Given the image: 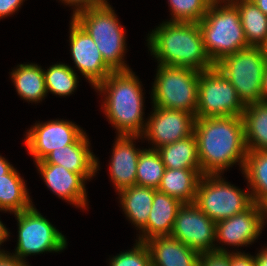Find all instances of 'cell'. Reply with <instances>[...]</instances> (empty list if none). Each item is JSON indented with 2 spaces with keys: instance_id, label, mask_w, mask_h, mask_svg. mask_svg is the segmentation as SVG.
<instances>
[{
  "instance_id": "cell-14",
  "label": "cell",
  "mask_w": 267,
  "mask_h": 266,
  "mask_svg": "<svg viewBox=\"0 0 267 266\" xmlns=\"http://www.w3.org/2000/svg\"><path fill=\"white\" fill-rule=\"evenodd\" d=\"M264 226L262 205L253 203L244 212L216 222V243L219 246L215 245V251L229 253L223 245L237 248L252 245L262 234Z\"/></svg>"
},
{
  "instance_id": "cell-38",
  "label": "cell",
  "mask_w": 267,
  "mask_h": 266,
  "mask_svg": "<svg viewBox=\"0 0 267 266\" xmlns=\"http://www.w3.org/2000/svg\"><path fill=\"white\" fill-rule=\"evenodd\" d=\"M8 237H10V232L8 231V228H6L5 224L2 223V221L0 220V247L1 245L8 239ZM9 253V251H5V249H1L0 248V255H4Z\"/></svg>"
},
{
  "instance_id": "cell-35",
  "label": "cell",
  "mask_w": 267,
  "mask_h": 266,
  "mask_svg": "<svg viewBox=\"0 0 267 266\" xmlns=\"http://www.w3.org/2000/svg\"><path fill=\"white\" fill-rule=\"evenodd\" d=\"M231 266H256L255 256L241 251H231Z\"/></svg>"
},
{
  "instance_id": "cell-8",
  "label": "cell",
  "mask_w": 267,
  "mask_h": 266,
  "mask_svg": "<svg viewBox=\"0 0 267 266\" xmlns=\"http://www.w3.org/2000/svg\"><path fill=\"white\" fill-rule=\"evenodd\" d=\"M253 203L250 191L227 182L222 174L202 175L197 185L195 204L215 222L244 212Z\"/></svg>"
},
{
  "instance_id": "cell-17",
  "label": "cell",
  "mask_w": 267,
  "mask_h": 266,
  "mask_svg": "<svg viewBox=\"0 0 267 266\" xmlns=\"http://www.w3.org/2000/svg\"><path fill=\"white\" fill-rule=\"evenodd\" d=\"M139 135H117L113 143L109 161V176L118 193L122 189L136 185V168L142 149L136 148ZM135 142V143H134Z\"/></svg>"
},
{
  "instance_id": "cell-28",
  "label": "cell",
  "mask_w": 267,
  "mask_h": 266,
  "mask_svg": "<svg viewBox=\"0 0 267 266\" xmlns=\"http://www.w3.org/2000/svg\"><path fill=\"white\" fill-rule=\"evenodd\" d=\"M254 203L267 200V151H247L243 170Z\"/></svg>"
},
{
  "instance_id": "cell-40",
  "label": "cell",
  "mask_w": 267,
  "mask_h": 266,
  "mask_svg": "<svg viewBox=\"0 0 267 266\" xmlns=\"http://www.w3.org/2000/svg\"><path fill=\"white\" fill-rule=\"evenodd\" d=\"M14 166L0 155V176L7 174Z\"/></svg>"
},
{
  "instance_id": "cell-24",
  "label": "cell",
  "mask_w": 267,
  "mask_h": 266,
  "mask_svg": "<svg viewBox=\"0 0 267 266\" xmlns=\"http://www.w3.org/2000/svg\"><path fill=\"white\" fill-rule=\"evenodd\" d=\"M16 168L0 176V211L10 214L30 209L34 204L24 177Z\"/></svg>"
},
{
  "instance_id": "cell-31",
  "label": "cell",
  "mask_w": 267,
  "mask_h": 266,
  "mask_svg": "<svg viewBox=\"0 0 267 266\" xmlns=\"http://www.w3.org/2000/svg\"><path fill=\"white\" fill-rule=\"evenodd\" d=\"M216 0H168L171 18L168 21L199 22L209 5Z\"/></svg>"
},
{
  "instance_id": "cell-16",
  "label": "cell",
  "mask_w": 267,
  "mask_h": 266,
  "mask_svg": "<svg viewBox=\"0 0 267 266\" xmlns=\"http://www.w3.org/2000/svg\"><path fill=\"white\" fill-rule=\"evenodd\" d=\"M48 190L62 200L86 210L88 199L86 192V180L78 173L68 171L65 167L56 164H47L43 161L35 162Z\"/></svg>"
},
{
  "instance_id": "cell-37",
  "label": "cell",
  "mask_w": 267,
  "mask_h": 266,
  "mask_svg": "<svg viewBox=\"0 0 267 266\" xmlns=\"http://www.w3.org/2000/svg\"><path fill=\"white\" fill-rule=\"evenodd\" d=\"M0 266H30L28 262H24L7 253L0 255Z\"/></svg>"
},
{
  "instance_id": "cell-11",
  "label": "cell",
  "mask_w": 267,
  "mask_h": 266,
  "mask_svg": "<svg viewBox=\"0 0 267 266\" xmlns=\"http://www.w3.org/2000/svg\"><path fill=\"white\" fill-rule=\"evenodd\" d=\"M171 236L199 254L215 251L216 222L195 203H183L177 211Z\"/></svg>"
},
{
  "instance_id": "cell-15",
  "label": "cell",
  "mask_w": 267,
  "mask_h": 266,
  "mask_svg": "<svg viewBox=\"0 0 267 266\" xmlns=\"http://www.w3.org/2000/svg\"><path fill=\"white\" fill-rule=\"evenodd\" d=\"M69 43L74 69H77L74 71H79L93 89L113 72L91 36L73 18L70 20Z\"/></svg>"
},
{
  "instance_id": "cell-42",
  "label": "cell",
  "mask_w": 267,
  "mask_h": 266,
  "mask_svg": "<svg viewBox=\"0 0 267 266\" xmlns=\"http://www.w3.org/2000/svg\"><path fill=\"white\" fill-rule=\"evenodd\" d=\"M256 6L267 15V0H252Z\"/></svg>"
},
{
  "instance_id": "cell-29",
  "label": "cell",
  "mask_w": 267,
  "mask_h": 266,
  "mask_svg": "<svg viewBox=\"0 0 267 266\" xmlns=\"http://www.w3.org/2000/svg\"><path fill=\"white\" fill-rule=\"evenodd\" d=\"M45 84L48 92L53 95L66 97L74 94L78 87L79 76L73 68L64 63H56L44 69Z\"/></svg>"
},
{
  "instance_id": "cell-41",
  "label": "cell",
  "mask_w": 267,
  "mask_h": 266,
  "mask_svg": "<svg viewBox=\"0 0 267 266\" xmlns=\"http://www.w3.org/2000/svg\"><path fill=\"white\" fill-rule=\"evenodd\" d=\"M261 101L262 102H267V66H266L265 72H264L263 87H262V93H261Z\"/></svg>"
},
{
  "instance_id": "cell-1",
  "label": "cell",
  "mask_w": 267,
  "mask_h": 266,
  "mask_svg": "<svg viewBox=\"0 0 267 266\" xmlns=\"http://www.w3.org/2000/svg\"><path fill=\"white\" fill-rule=\"evenodd\" d=\"M194 135L203 175H223L237 163L243 170L247 149L242 117L196 118Z\"/></svg>"
},
{
  "instance_id": "cell-43",
  "label": "cell",
  "mask_w": 267,
  "mask_h": 266,
  "mask_svg": "<svg viewBox=\"0 0 267 266\" xmlns=\"http://www.w3.org/2000/svg\"><path fill=\"white\" fill-rule=\"evenodd\" d=\"M262 208H263L264 224H266V221H267V200L262 204Z\"/></svg>"
},
{
  "instance_id": "cell-34",
  "label": "cell",
  "mask_w": 267,
  "mask_h": 266,
  "mask_svg": "<svg viewBox=\"0 0 267 266\" xmlns=\"http://www.w3.org/2000/svg\"><path fill=\"white\" fill-rule=\"evenodd\" d=\"M65 5L71 7L73 10V14L80 10H84L87 8L97 7L105 4L108 0H59ZM74 7V8H73Z\"/></svg>"
},
{
  "instance_id": "cell-32",
  "label": "cell",
  "mask_w": 267,
  "mask_h": 266,
  "mask_svg": "<svg viewBox=\"0 0 267 266\" xmlns=\"http://www.w3.org/2000/svg\"><path fill=\"white\" fill-rule=\"evenodd\" d=\"M133 248L109 259V266H152L151 255L145 242L137 241Z\"/></svg>"
},
{
  "instance_id": "cell-7",
  "label": "cell",
  "mask_w": 267,
  "mask_h": 266,
  "mask_svg": "<svg viewBox=\"0 0 267 266\" xmlns=\"http://www.w3.org/2000/svg\"><path fill=\"white\" fill-rule=\"evenodd\" d=\"M214 66L234 86L245 105L261 101L267 57L263 47L249 46L220 59Z\"/></svg>"
},
{
  "instance_id": "cell-5",
  "label": "cell",
  "mask_w": 267,
  "mask_h": 266,
  "mask_svg": "<svg viewBox=\"0 0 267 266\" xmlns=\"http://www.w3.org/2000/svg\"><path fill=\"white\" fill-rule=\"evenodd\" d=\"M71 18L91 36L105 63L113 71L131 69L124 60L127 53L124 27L108 1L97 7L80 10Z\"/></svg>"
},
{
  "instance_id": "cell-25",
  "label": "cell",
  "mask_w": 267,
  "mask_h": 266,
  "mask_svg": "<svg viewBox=\"0 0 267 266\" xmlns=\"http://www.w3.org/2000/svg\"><path fill=\"white\" fill-rule=\"evenodd\" d=\"M241 117L247 151H267V102L249 103Z\"/></svg>"
},
{
  "instance_id": "cell-10",
  "label": "cell",
  "mask_w": 267,
  "mask_h": 266,
  "mask_svg": "<svg viewBox=\"0 0 267 266\" xmlns=\"http://www.w3.org/2000/svg\"><path fill=\"white\" fill-rule=\"evenodd\" d=\"M245 107L234 86L215 66L200 72L196 118L241 117Z\"/></svg>"
},
{
  "instance_id": "cell-21",
  "label": "cell",
  "mask_w": 267,
  "mask_h": 266,
  "mask_svg": "<svg viewBox=\"0 0 267 266\" xmlns=\"http://www.w3.org/2000/svg\"><path fill=\"white\" fill-rule=\"evenodd\" d=\"M156 191L157 189L152 187L134 185L117 194L126 218L139 231L147 224Z\"/></svg>"
},
{
  "instance_id": "cell-22",
  "label": "cell",
  "mask_w": 267,
  "mask_h": 266,
  "mask_svg": "<svg viewBox=\"0 0 267 266\" xmlns=\"http://www.w3.org/2000/svg\"><path fill=\"white\" fill-rule=\"evenodd\" d=\"M12 83L16 92L31 103H40L47 96L44 71L35 63L18 64L10 72Z\"/></svg>"
},
{
  "instance_id": "cell-30",
  "label": "cell",
  "mask_w": 267,
  "mask_h": 266,
  "mask_svg": "<svg viewBox=\"0 0 267 266\" xmlns=\"http://www.w3.org/2000/svg\"><path fill=\"white\" fill-rule=\"evenodd\" d=\"M165 170L159 152L156 149L144 148L137 163L136 185L158 189Z\"/></svg>"
},
{
  "instance_id": "cell-9",
  "label": "cell",
  "mask_w": 267,
  "mask_h": 266,
  "mask_svg": "<svg viewBox=\"0 0 267 266\" xmlns=\"http://www.w3.org/2000/svg\"><path fill=\"white\" fill-rule=\"evenodd\" d=\"M14 216L18 222L17 245L15 252L9 254L15 258L27 262L29 255L59 253L67 248L66 237L34 205Z\"/></svg>"
},
{
  "instance_id": "cell-33",
  "label": "cell",
  "mask_w": 267,
  "mask_h": 266,
  "mask_svg": "<svg viewBox=\"0 0 267 266\" xmlns=\"http://www.w3.org/2000/svg\"><path fill=\"white\" fill-rule=\"evenodd\" d=\"M199 266H231V252H207L200 254Z\"/></svg>"
},
{
  "instance_id": "cell-18",
  "label": "cell",
  "mask_w": 267,
  "mask_h": 266,
  "mask_svg": "<svg viewBox=\"0 0 267 266\" xmlns=\"http://www.w3.org/2000/svg\"><path fill=\"white\" fill-rule=\"evenodd\" d=\"M86 131L70 145L54 149L42 161L65 167L68 171L80 174L85 180H92L100 167L99 159L90 149Z\"/></svg>"
},
{
  "instance_id": "cell-19",
  "label": "cell",
  "mask_w": 267,
  "mask_h": 266,
  "mask_svg": "<svg viewBox=\"0 0 267 266\" xmlns=\"http://www.w3.org/2000/svg\"><path fill=\"white\" fill-rule=\"evenodd\" d=\"M152 266H199L200 254L171 235L145 241Z\"/></svg>"
},
{
  "instance_id": "cell-12",
  "label": "cell",
  "mask_w": 267,
  "mask_h": 266,
  "mask_svg": "<svg viewBox=\"0 0 267 266\" xmlns=\"http://www.w3.org/2000/svg\"><path fill=\"white\" fill-rule=\"evenodd\" d=\"M84 132L83 128L67 119L38 121L26 130L24 142L35 163L42 161L54 149L73 144Z\"/></svg>"
},
{
  "instance_id": "cell-6",
  "label": "cell",
  "mask_w": 267,
  "mask_h": 266,
  "mask_svg": "<svg viewBox=\"0 0 267 266\" xmlns=\"http://www.w3.org/2000/svg\"><path fill=\"white\" fill-rule=\"evenodd\" d=\"M152 84V106L182 110L196 115L200 71L157 64Z\"/></svg>"
},
{
  "instance_id": "cell-23",
  "label": "cell",
  "mask_w": 267,
  "mask_h": 266,
  "mask_svg": "<svg viewBox=\"0 0 267 266\" xmlns=\"http://www.w3.org/2000/svg\"><path fill=\"white\" fill-rule=\"evenodd\" d=\"M201 170L166 168L158 191L178 199L181 203H195Z\"/></svg>"
},
{
  "instance_id": "cell-13",
  "label": "cell",
  "mask_w": 267,
  "mask_h": 266,
  "mask_svg": "<svg viewBox=\"0 0 267 266\" xmlns=\"http://www.w3.org/2000/svg\"><path fill=\"white\" fill-rule=\"evenodd\" d=\"M142 138L158 149L194 134L196 116L189 112L152 106Z\"/></svg>"
},
{
  "instance_id": "cell-27",
  "label": "cell",
  "mask_w": 267,
  "mask_h": 266,
  "mask_svg": "<svg viewBox=\"0 0 267 266\" xmlns=\"http://www.w3.org/2000/svg\"><path fill=\"white\" fill-rule=\"evenodd\" d=\"M239 10L240 22L249 46L267 43V15L252 0H230Z\"/></svg>"
},
{
  "instance_id": "cell-26",
  "label": "cell",
  "mask_w": 267,
  "mask_h": 266,
  "mask_svg": "<svg viewBox=\"0 0 267 266\" xmlns=\"http://www.w3.org/2000/svg\"><path fill=\"white\" fill-rule=\"evenodd\" d=\"M157 151L166 168L201 170L197 140L194 134L174 143L159 147Z\"/></svg>"
},
{
  "instance_id": "cell-3",
  "label": "cell",
  "mask_w": 267,
  "mask_h": 266,
  "mask_svg": "<svg viewBox=\"0 0 267 266\" xmlns=\"http://www.w3.org/2000/svg\"><path fill=\"white\" fill-rule=\"evenodd\" d=\"M142 82L130 70L113 71L94 89L103 94L101 109L117 135L142 136L147 119L144 120V93Z\"/></svg>"
},
{
  "instance_id": "cell-20",
  "label": "cell",
  "mask_w": 267,
  "mask_h": 266,
  "mask_svg": "<svg viewBox=\"0 0 267 266\" xmlns=\"http://www.w3.org/2000/svg\"><path fill=\"white\" fill-rule=\"evenodd\" d=\"M182 204L178 199L157 190L147 224L137 234V241L145 242L152 237L171 235L177 211Z\"/></svg>"
},
{
  "instance_id": "cell-4",
  "label": "cell",
  "mask_w": 267,
  "mask_h": 266,
  "mask_svg": "<svg viewBox=\"0 0 267 266\" xmlns=\"http://www.w3.org/2000/svg\"><path fill=\"white\" fill-rule=\"evenodd\" d=\"M198 24L205 51L214 64L249 47L240 22L239 10L230 0L212 2Z\"/></svg>"
},
{
  "instance_id": "cell-36",
  "label": "cell",
  "mask_w": 267,
  "mask_h": 266,
  "mask_svg": "<svg viewBox=\"0 0 267 266\" xmlns=\"http://www.w3.org/2000/svg\"><path fill=\"white\" fill-rule=\"evenodd\" d=\"M25 0H0V19L13 15Z\"/></svg>"
},
{
  "instance_id": "cell-44",
  "label": "cell",
  "mask_w": 267,
  "mask_h": 266,
  "mask_svg": "<svg viewBox=\"0 0 267 266\" xmlns=\"http://www.w3.org/2000/svg\"><path fill=\"white\" fill-rule=\"evenodd\" d=\"M264 51H265V56L267 57V43L263 46Z\"/></svg>"
},
{
  "instance_id": "cell-2",
  "label": "cell",
  "mask_w": 267,
  "mask_h": 266,
  "mask_svg": "<svg viewBox=\"0 0 267 266\" xmlns=\"http://www.w3.org/2000/svg\"><path fill=\"white\" fill-rule=\"evenodd\" d=\"M147 46L158 64L205 71L214 67L197 22L164 21L148 33Z\"/></svg>"
},
{
  "instance_id": "cell-39",
  "label": "cell",
  "mask_w": 267,
  "mask_h": 266,
  "mask_svg": "<svg viewBox=\"0 0 267 266\" xmlns=\"http://www.w3.org/2000/svg\"><path fill=\"white\" fill-rule=\"evenodd\" d=\"M256 266H267V246L261 247V250L255 255Z\"/></svg>"
}]
</instances>
